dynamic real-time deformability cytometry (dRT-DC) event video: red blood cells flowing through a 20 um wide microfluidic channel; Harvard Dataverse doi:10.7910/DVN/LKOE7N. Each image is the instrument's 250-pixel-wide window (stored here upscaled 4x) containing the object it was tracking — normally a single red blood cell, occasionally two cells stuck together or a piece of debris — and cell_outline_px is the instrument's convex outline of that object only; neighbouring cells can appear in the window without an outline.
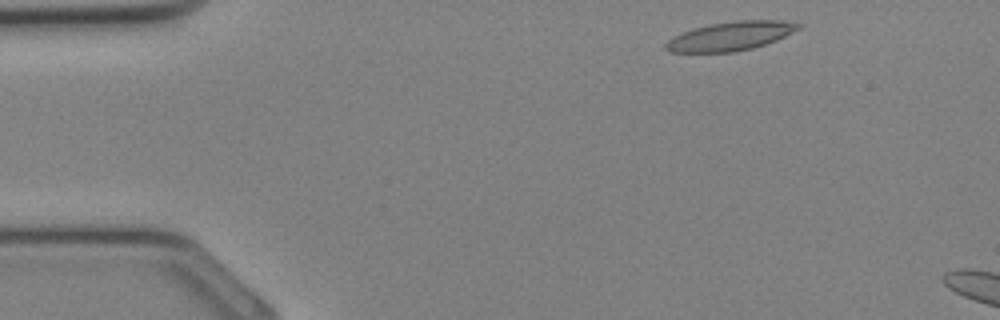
{"species": "Egyptian fruit bat (a non-hibernating species)", "species_latin": "Rousettus aegyptiacus", "temperature_condition": "cold", "stored_images_in_passage": 6, "camera_frame_rate_fps": 3000, "um_per_image_px": 0.085, "animal": {"sex": "female"}, "frame": {"image": 1, "passage_image": 1, "time_ms": 0.0, "image_size_px": [1000, 320], "cell_outline_px": [[804, 28], [776, 40], [752, 48], [736, 52], [668, 52], [664, 48], [664, 44], [668, 40], [684, 32], [696, 28], [712, 24], [736, 20], [780, 20], [804, 24]], "centroid_in_image_um": [62.17, 3.07], "position_along_channel_um": 22.8, "area_um2": 22.31}}